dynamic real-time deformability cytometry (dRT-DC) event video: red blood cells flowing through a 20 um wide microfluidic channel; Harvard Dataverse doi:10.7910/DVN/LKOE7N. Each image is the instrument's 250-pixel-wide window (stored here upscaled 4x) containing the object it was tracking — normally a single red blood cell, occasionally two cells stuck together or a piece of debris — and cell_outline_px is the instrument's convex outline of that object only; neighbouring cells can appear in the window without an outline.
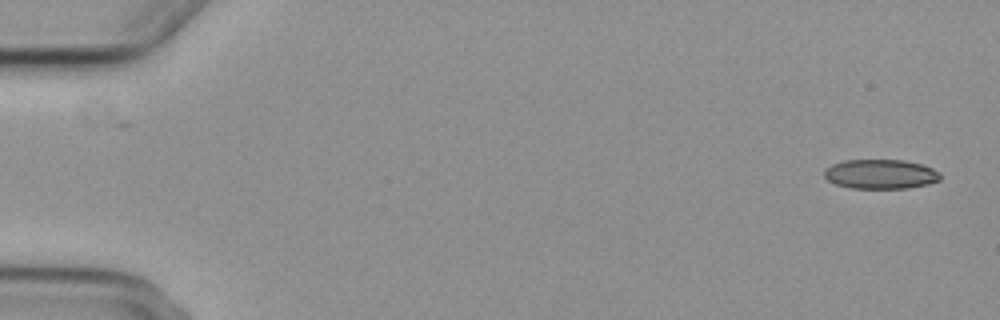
{"species": "common noctule bat (a hibernating species)", "species_latin": "Nyctalus noctula", "temperature_condition": "cold", "stored_images_in_passage": 2, "camera_frame_rate_fps": 3000, "um_per_image_px": 0.085, "animal": {"sex": "female", "body_mass_g": 29.2, "forearm_length_mm": 56.3}, "frame": {"image": 1, "passage_image": 2, "time_ms": 1.333, "image_size_px": [1000, 320], "cell_outline_px": [[940, 180], [928, 184], [908, 188], [852, 188], [836, 184], [828, 180], [824, 176], [824, 172], [832, 164], [844, 160], [904, 160], [920, 164], [932, 168], [940, 172]], "centroid_in_image_um": [74.86, 14.8], "position_along_channel_um": 10.1, "area_um2": 19.83}}